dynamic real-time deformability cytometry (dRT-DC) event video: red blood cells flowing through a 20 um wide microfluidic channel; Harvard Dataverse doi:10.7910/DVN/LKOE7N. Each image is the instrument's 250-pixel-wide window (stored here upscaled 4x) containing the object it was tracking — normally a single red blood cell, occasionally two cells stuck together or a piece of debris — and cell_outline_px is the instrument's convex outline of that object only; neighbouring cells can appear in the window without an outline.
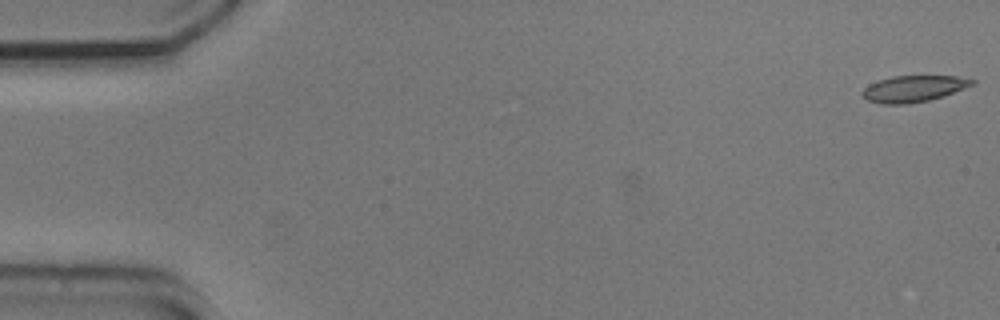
{"species": "common noctule bat (a hibernating species)", "species_latin": "Nyctalus noctula", "temperature_condition": "cold", "stored_images_in_passage": 54, "camera_frame_rate_fps": 3000, "um_per_image_px": 0.085, "animal": {"sex": "male", "body_mass_g": 20.5, "forearm_length_mm": 52.5}, "frame": {"image": 1, "passage_image": 1, "time_ms": 0.0, "image_size_px": [1000, 320], "cell_outline_px": [[976, 84], [928, 100], [908, 104], [880, 104], [868, 100], [860, 92], [868, 84], [892, 76], [956, 76], [976, 80]], "centroid_in_image_um": [77.63, 7.53], "position_along_channel_um": 7.4, "area_um2": 16.7}}
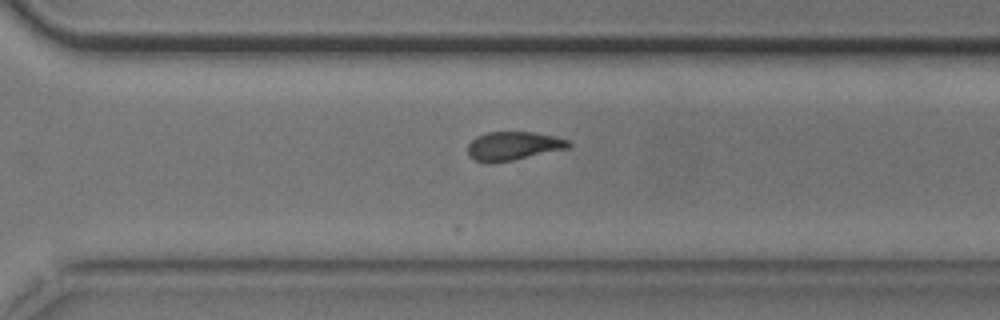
{"frame": {"image": 2, "passage_image": 38, "time_ms": 12.333, "image_size_px": [1000, 320], "cell_outline_px": [[572, 144], [568, 148], [512, 160], [492, 164], [488, 164], [472, 160], [468, 156], [468, 144], [476, 136], [488, 132], [532, 132], [552, 136], [568, 140]], "centroid_in_image_um": [43.56, 12.42], "position_along_channel_um": 327.0, "area_um2": 16.88}}
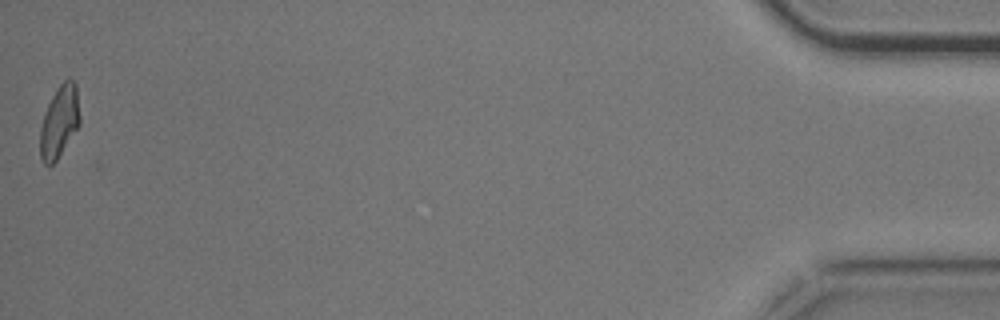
{"frame": {"image": 3, "passage_image": 54, "time_ms": 17.667, "image_size_px": [1000, 320], "cell_outline_px": [[80, 124], [56, 160], [48, 168], [40, 160], [40, 128], [44, 112], [56, 88], [68, 76], [76, 84], [80, 116]], "centroid_in_image_um": [5.03, 10.34], "position_along_channel_um": 430.2, "area_um2": 16.82}}